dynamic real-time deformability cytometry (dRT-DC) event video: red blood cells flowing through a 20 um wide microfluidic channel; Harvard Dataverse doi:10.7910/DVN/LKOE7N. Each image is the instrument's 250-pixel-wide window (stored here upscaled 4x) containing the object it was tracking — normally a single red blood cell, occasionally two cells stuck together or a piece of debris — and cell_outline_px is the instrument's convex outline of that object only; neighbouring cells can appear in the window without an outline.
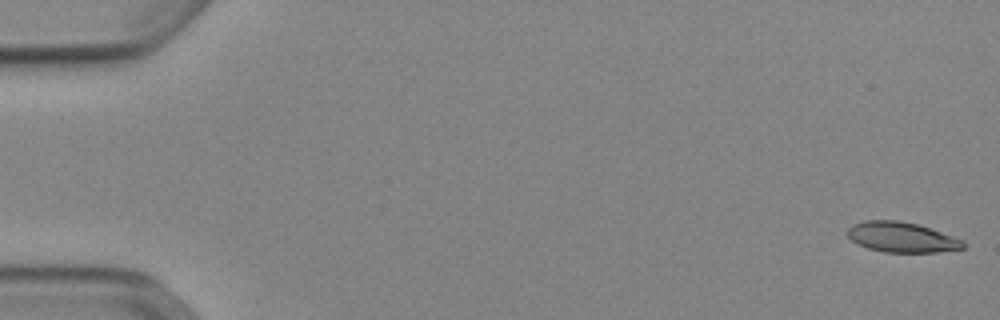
{"species": "Egyptian fruit bat (a non-hibernating species)", "species_latin": "Rousettus aegyptiacus", "temperature_condition": "cold", "stored_images_in_passage": 52, "camera_frame_rate_fps": 3000, "um_per_image_px": 0.085, "animal": {"sex": "female"}, "frame": {"image": 1, "passage_image": 1, "time_ms": 0.0, "image_size_px": [1000, 320], "cell_outline_px": [[964, 248], [936, 252], [884, 252], [868, 248], [856, 244], [844, 232], [852, 224], [864, 220], [896, 220], [916, 224], [964, 240]], "centroid_in_image_um": [76.57, 20.16], "position_along_channel_um": 8.4, "area_um2": 20.29}}
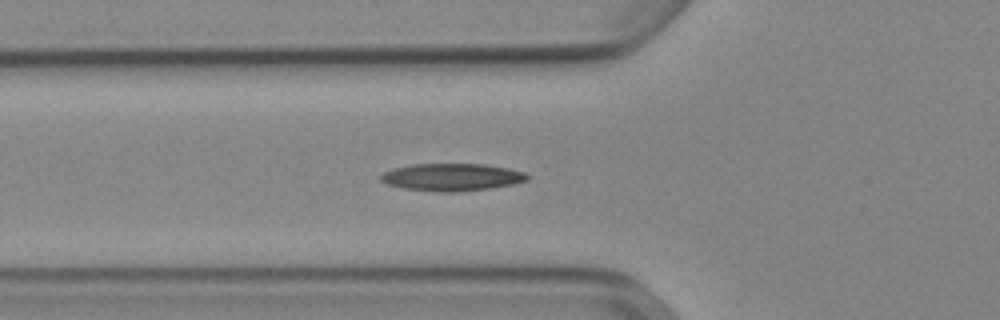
{"frame": {"image": 2, "passage_image": 19, "time_ms": 6.0, "image_size_px": [1000, 320], "cell_outline_px": [[528, 180], [512, 184], [488, 188], [452, 192], [440, 192], [404, 188], [388, 184], [380, 180], [380, 176], [384, 172], [396, 168], [412, 164], [484, 164], [508, 168], [524, 172], [528, 176]], "centroid_in_image_um": [38.41, 15.05], "position_along_channel_um": 87.4, "area_um2": 23.06}}
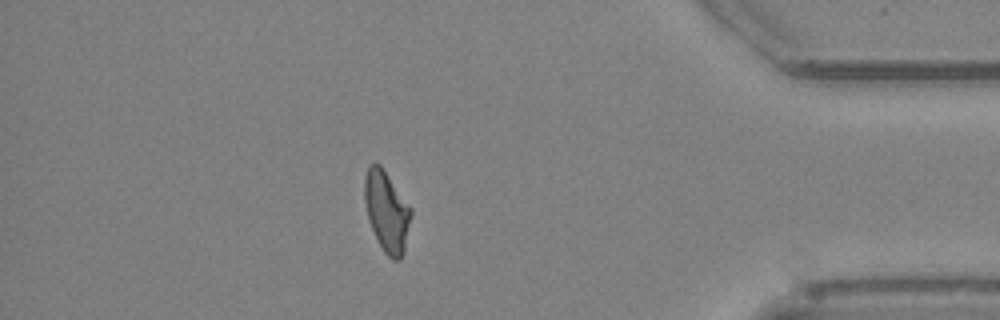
{"frame": {"image": 3, "passage_image": 46, "time_ms": 15.0, "image_size_px": [1000, 320], "cell_outline_px": [[412, 212], [404, 252], [400, 260], [392, 260], [384, 252], [368, 220], [364, 200], [364, 176], [368, 164], [380, 164], [412, 208]], "centroid_in_image_um": [32.87, 17.95], "position_along_channel_um": 402.3, "area_um2": 21.85}, "authors_computed_cell_mechanics": {"area_um2": 21.7039, "velocity_mm_per_s": 3.8972, "shape_relaxation_time_tau1_ms": null, "shape_relaxation_time_tau2_ms": 4.3693, "deformation_change_tau1": null, "deformation_change_tau2": 0.1361}}